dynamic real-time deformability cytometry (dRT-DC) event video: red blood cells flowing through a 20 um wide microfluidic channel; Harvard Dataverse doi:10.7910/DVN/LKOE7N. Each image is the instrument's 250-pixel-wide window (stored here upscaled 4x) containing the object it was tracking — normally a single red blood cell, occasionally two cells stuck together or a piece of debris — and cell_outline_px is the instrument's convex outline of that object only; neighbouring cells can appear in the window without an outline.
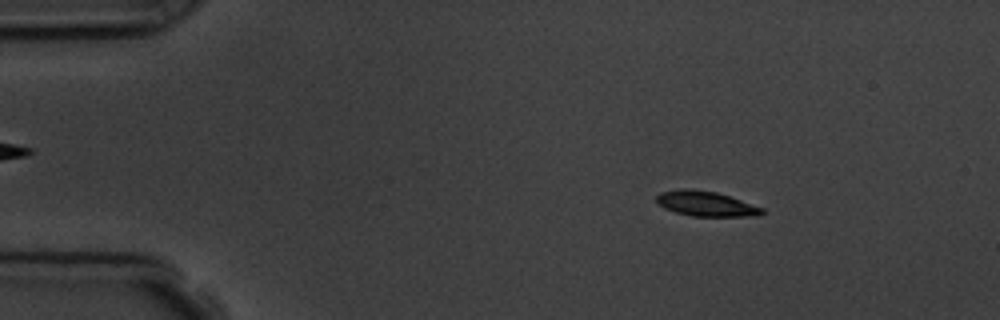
{"species": "common noctule bat (a hibernating species)", "species_latin": "Nyctalus noctula", "temperature_condition": "room temperature", "stored_images_in_passage": 5, "camera_frame_rate_fps": 3000, "um_per_image_px": 0.085, "animal": {"sex": "male", "body_mass_g": 19.5, "forearm_length_mm": 54.6}, "frame": {"image": 1, "passage_image": 2, "time_ms": 1.333, "image_size_px": [1000, 320], "cell_outline_px": [[764, 212], [760, 216], [692, 216], [676, 212], [664, 208], [656, 204], [656, 196], [660, 192], [680, 188], [688, 188], [716, 192], [764, 208]], "centroid_in_image_um": [59.96, 17.31], "position_along_channel_um": 25.0, "area_um2": 15.43}}
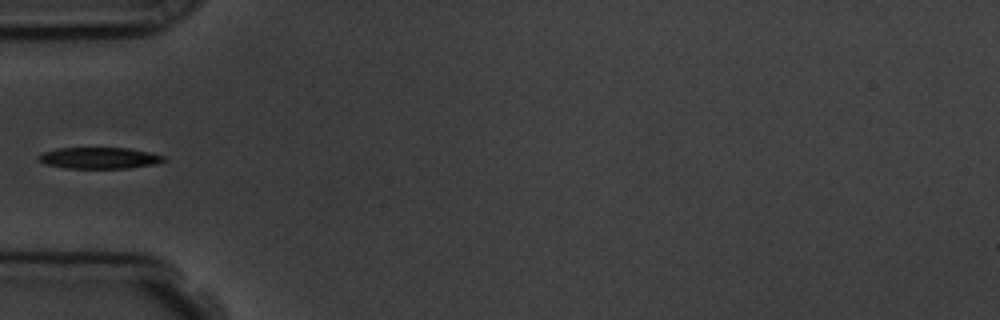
{"frame": {"image": 2, "passage_image": 5, "time_ms": 4.667, "image_size_px": [1000, 320], "cell_outline_px": [[168, 160], [156, 164], [128, 168], [68, 168], [44, 164], [36, 156], [44, 152], [56, 148], [128, 148], [168, 156]], "centroid_in_image_um": [8.49, 13.43], "position_along_channel_um": 76.5, "area_um2": 15.66}}